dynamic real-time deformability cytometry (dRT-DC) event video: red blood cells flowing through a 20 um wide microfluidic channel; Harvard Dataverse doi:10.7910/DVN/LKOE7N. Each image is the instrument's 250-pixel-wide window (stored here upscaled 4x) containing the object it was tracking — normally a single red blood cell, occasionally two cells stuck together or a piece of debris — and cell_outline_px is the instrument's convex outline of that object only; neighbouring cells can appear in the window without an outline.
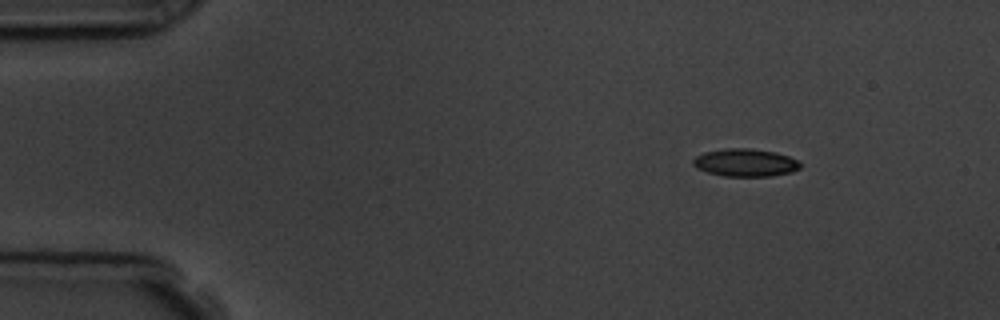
{"species": "common noctule bat (a hibernating species)", "species_latin": "Nyctalus noctula", "temperature_condition": "room temperature", "stored_images_in_passage": 6, "camera_frame_rate_fps": 3000, "um_per_image_px": 0.085, "animal": {"sex": "male", "body_mass_g": 19.5, "forearm_length_mm": 54.6}, "frame": {"image": 1, "passage_image": 1, "time_ms": 0.0, "image_size_px": [1000, 320], "cell_outline_px": [[800, 168], [792, 172], [772, 176], [724, 176], [708, 172], [696, 168], [692, 164], [692, 160], [696, 156], [704, 152], [724, 148], [752, 148], [776, 152], [788, 156], [796, 160], [800, 164]], "centroid_in_image_um": [63.33, 13.82], "position_along_channel_um": 21.7, "area_um2": 17.4}}
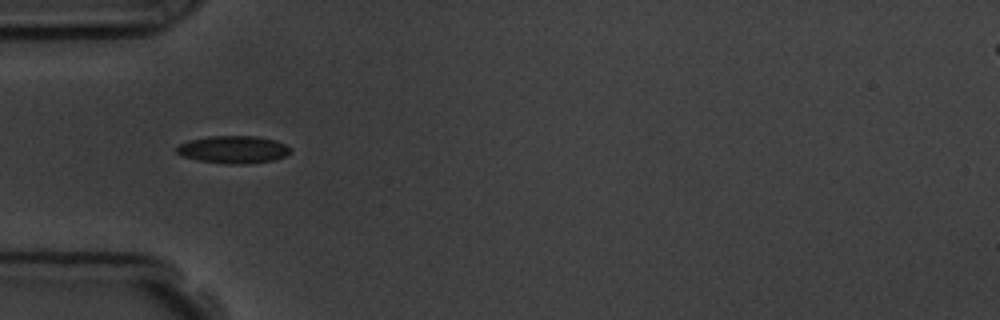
{"frame": {"image": 2, "passage_image": 4, "time_ms": 3.333, "image_size_px": [1000, 320], "cell_outline_px": [[292, 152], [284, 156], [272, 160], [244, 164], [228, 164], [196, 160], [184, 156], [176, 152], [176, 148], [180, 144], [188, 140], [208, 136], [256, 136], [276, 140], [292, 148]], "centroid_in_image_um": [19.84, 12.7], "position_along_channel_um": 65.2, "area_um2": 18.26}}
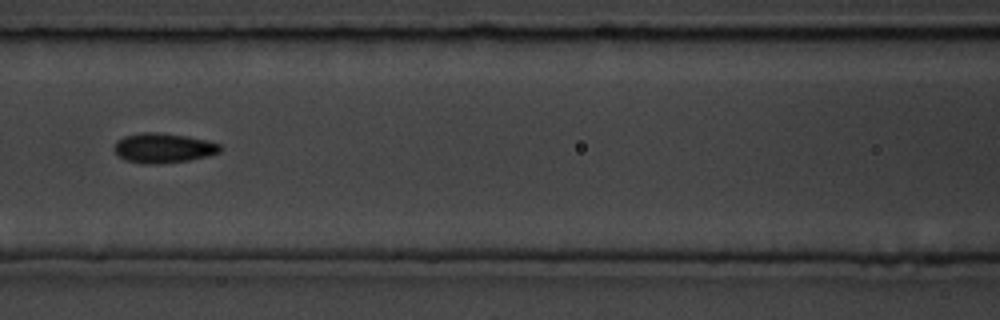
{"frame": {"image": 3, "passage_image": 6, "time_ms": 5.667, "image_size_px": [1000, 320], "cell_outline_px": [[220, 152], [208, 156], [188, 160], [156, 164], [144, 164], [124, 160], [116, 156], [112, 148], [116, 140], [124, 136], [144, 132], [160, 132], [188, 136], [220, 144]], "centroid_in_image_um": [13.8, 12.58], "position_along_channel_um": 152.8, "area_um2": 18.55}}